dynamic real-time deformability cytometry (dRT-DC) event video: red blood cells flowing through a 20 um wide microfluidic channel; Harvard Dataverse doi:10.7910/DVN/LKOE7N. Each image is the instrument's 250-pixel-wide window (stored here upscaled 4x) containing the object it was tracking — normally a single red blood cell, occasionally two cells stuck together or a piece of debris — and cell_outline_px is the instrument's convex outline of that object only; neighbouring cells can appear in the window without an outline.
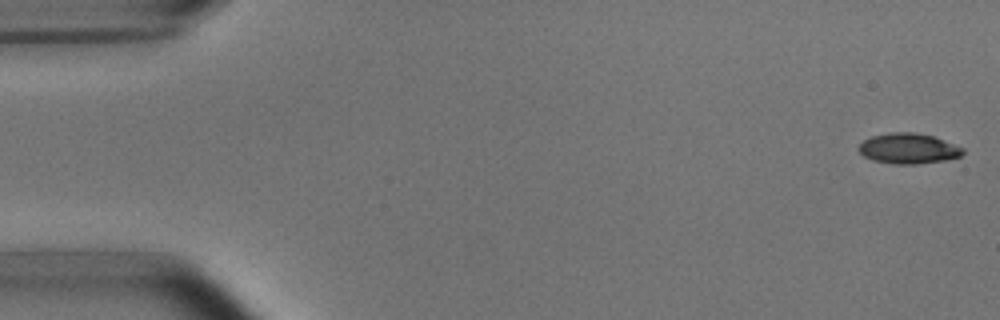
{"species": "common noctule bat (a hibernating species)", "species_latin": "Nyctalus noctula", "temperature_condition": "room temperature", "stored_images_in_passage": 6, "segment_of_instrument_passage": [1, 2], "camera_frame_rate_fps": 3000, "um_per_image_px": 0.085, "animal": {"sex": "male", "body_mass_g": 15.6}, "frame": {"image": 1, "passage_image": 1, "time_ms": 0.0, "image_size_px": [1000, 320], "cell_outline_px": [[964, 152], [960, 156], [948, 160], [916, 164], [892, 164], [872, 160], [864, 156], [860, 152], [860, 144], [864, 140], [872, 136], [892, 132], [916, 132], [932, 136], [964, 148]], "centroid_in_image_um": [77.23, 12.63], "position_along_channel_um": 7.8, "area_um2": 18.38}}
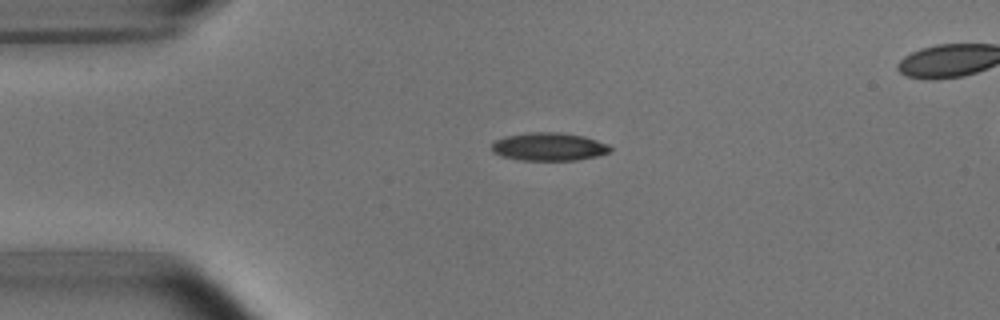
{"frame": {"image": 2, "passage_image": 4, "time_ms": 3.667, "image_size_px": [1000, 320], "cell_outline_px": [[612, 152], [580, 160], [520, 160], [500, 156], [492, 152], [492, 144], [496, 140], [504, 136], [528, 132], [560, 132], [584, 136], [608, 144], [612, 148]], "centroid_in_image_um": [46.66, 12.47], "position_along_channel_um": 38.3, "area_um2": 19.59}}